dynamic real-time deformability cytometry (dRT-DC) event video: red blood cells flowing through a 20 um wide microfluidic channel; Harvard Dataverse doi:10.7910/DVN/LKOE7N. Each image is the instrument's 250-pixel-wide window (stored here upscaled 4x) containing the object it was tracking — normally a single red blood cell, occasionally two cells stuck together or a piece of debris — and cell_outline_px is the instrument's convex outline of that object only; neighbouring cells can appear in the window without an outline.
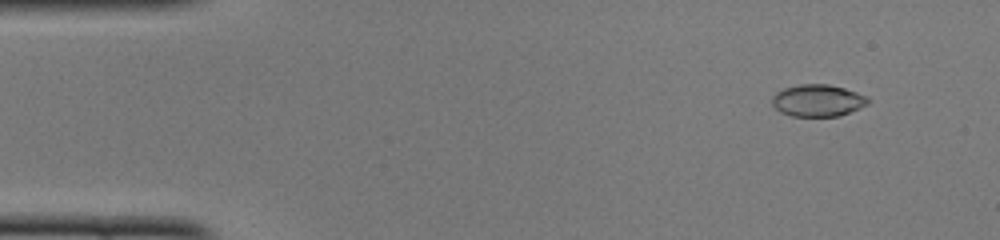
{"species": "common noctule bat (a hibernating species)", "species_latin": "Nyctalus noctula", "temperature_condition": "cold", "stored_images_in_passage": 50, "camera_frame_rate_fps": 3000, "um_per_image_px": 0.085, "animal": {"sex": "female", "body_mass_g": 22.0, "forearm_length_mm": 56.7}, "frame": {"image": 1, "passage_image": 5, "time_ms": 1.333, "image_size_px": [1000, 240], "cell_outline_px": [[872, 100], [868, 104], [840, 116], [792, 116], [780, 112], [772, 104], [772, 96], [776, 92], [784, 88], [800, 84], [828, 84], [844, 88], [868, 96]], "centroid_in_image_um": [69.53, 8.54], "position_along_channel_um": 15.5, "area_um2": 17.98}}
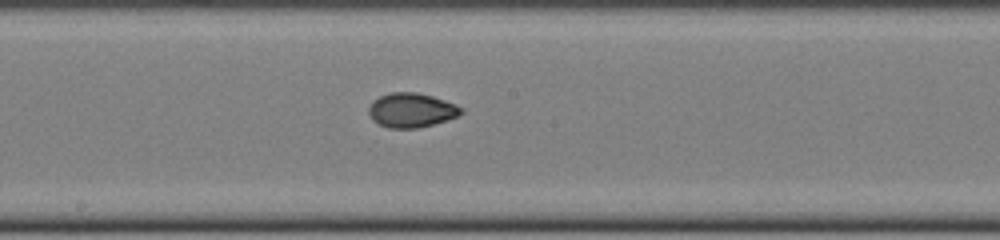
{"frame": {"image": 2, "passage_image": 27, "time_ms": 8.667, "image_size_px": [1000, 240], "cell_outline_px": [[464, 112], [456, 116], [432, 124], [416, 128], [388, 128], [372, 120], [368, 112], [368, 108], [372, 100], [380, 96], [392, 92], [416, 92], [432, 96], [456, 104], [464, 108]], "centroid_in_image_um": [34.94, 9.35], "position_along_channel_um": 213.3, "area_um2": 18.44}}
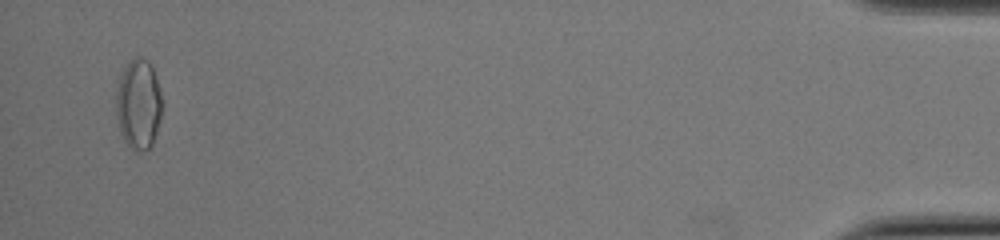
{"frame": {"image": 3, "passage_image": 49, "time_ms": 16.0, "image_size_px": [1000, 240], "cell_outline_px": [[160, 116], [156, 132], [152, 144], [144, 152], [136, 152], [128, 144], [120, 132], [116, 116], [116, 92], [120, 76], [124, 68], [132, 56], [140, 56], [148, 60], [156, 76], [160, 92]], "centroid_in_image_um": [11.75, 8.83], "position_along_channel_um": 423.5, "area_um2": 23.99}, "authors_computed_cell_mechanics": {"area_um2": 18.207, "velocity_mm_per_s": 4.0045, "shape_relaxation_time_tau1_ms": 5.2756, "shape_relaxation_time_tau2_ms": 2.0642, "deformation_change_tau1": 0.1834, "deformation_change_tau2": 0.0442}}